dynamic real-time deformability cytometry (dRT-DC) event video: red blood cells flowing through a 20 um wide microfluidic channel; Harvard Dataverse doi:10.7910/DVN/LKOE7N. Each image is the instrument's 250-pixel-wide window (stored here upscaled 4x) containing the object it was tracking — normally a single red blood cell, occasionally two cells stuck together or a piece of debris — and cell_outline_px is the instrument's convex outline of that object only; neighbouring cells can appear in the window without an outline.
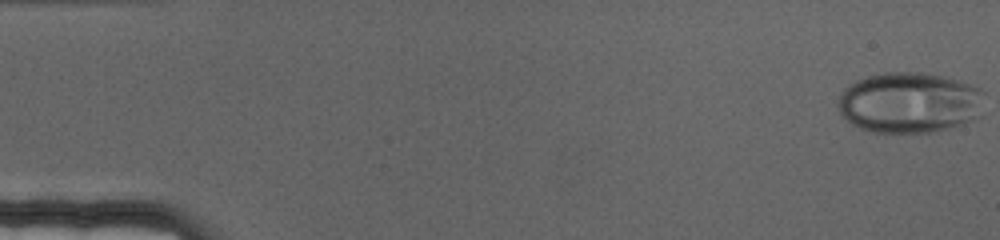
{"species": "human", "species_latin": "Homo sapiens", "temperature_condition": "cold", "stored_images_in_passage": 20, "camera_frame_rate_fps": 3000, "um_per_image_px": 0.085, "donor": {"sex": "female"}, "frame": {"image": 1, "passage_image": 1, "time_ms": 0.0, "image_size_px": [1000, 240], "cell_outline_px": [[984, 116], [976, 120], [936, 132], [872, 132], [860, 128], [852, 124], [840, 112], [836, 104], [836, 100], [844, 88], [856, 80], [868, 76], [884, 72], [920, 72], [944, 76], [980, 88], [984, 92]], "centroid_in_image_um": [77.35, 8.73], "position_along_channel_um": 7.6, "area_um2": 52.66}}
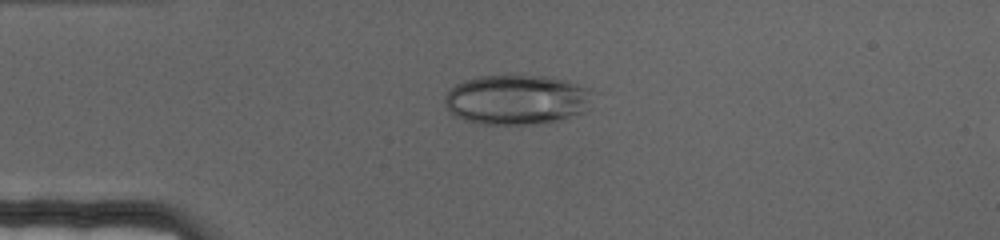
{"frame": {"image": 2, "passage_image": 17, "time_ms": 5.333, "image_size_px": [1000, 240], "cell_outline_px": [[588, 100], [584, 112], [548, 124], [480, 124], [464, 120], [452, 116], [444, 108], [444, 100], [448, 92], [456, 84], [464, 80], [476, 76], [544, 76], [568, 80], [588, 88]], "centroid_in_image_um": [43.84, 8.49], "position_along_channel_um": 41.2, "area_um2": 43.12}}